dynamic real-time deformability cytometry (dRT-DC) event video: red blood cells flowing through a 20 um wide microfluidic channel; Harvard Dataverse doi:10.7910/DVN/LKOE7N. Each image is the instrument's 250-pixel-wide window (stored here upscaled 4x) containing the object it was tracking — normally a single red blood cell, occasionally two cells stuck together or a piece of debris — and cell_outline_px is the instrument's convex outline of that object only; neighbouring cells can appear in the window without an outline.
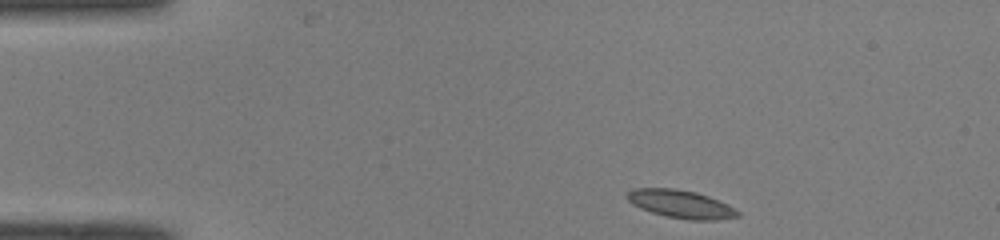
{"species": "common noctule bat (a hibernating species)", "species_latin": "Nyctalus noctula", "temperature_condition": "room temperature", "stored_images_in_passage": 43, "camera_frame_rate_fps": 3000, "um_per_image_px": 0.085, "animal": {"sex": "male", "body_mass_g": 19.0, "forearm_length_mm": 50.8}, "frame": {"image": 1, "passage_image": 1, "time_ms": 0.0, "image_size_px": [1000, 240], "cell_outline_px": [[740, 216], [716, 220], [688, 220], [668, 216], [652, 212], [640, 208], [632, 204], [624, 196], [632, 188], [676, 188], [696, 192], [708, 196], [728, 204], [740, 212]], "centroid_in_image_um": [57.86, 17.34], "position_along_channel_um": 27.1, "area_um2": 18.15}}
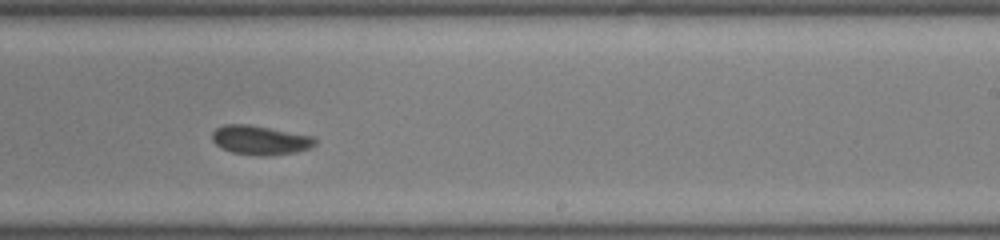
{"frame": {"image": 2, "passage_image": 24, "time_ms": 7.667, "image_size_px": [1000, 240], "cell_outline_px": [[316, 144], [312, 148], [296, 152], [268, 156], [256, 156], [232, 152], [220, 148], [212, 140], [212, 132], [216, 128], [224, 124], [248, 124], [312, 136], [316, 140]], "centroid_in_image_um": [22.1, 11.92], "position_along_channel_um": 266.9, "area_um2": 17.63}}
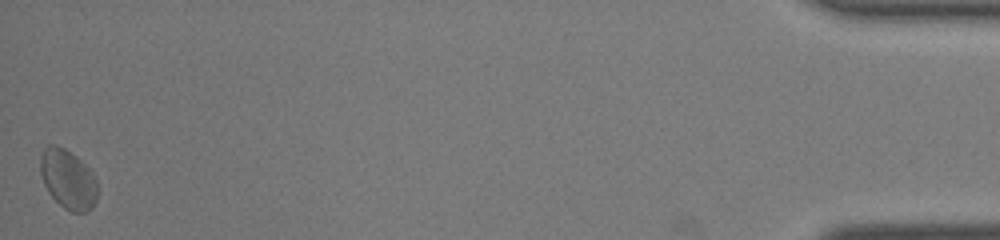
{"frame": {"image": 3, "passage_image": 43, "time_ms": 14.0, "image_size_px": [1000, 240], "cell_outline_px": [[96, 200], [92, 208], [88, 212], [72, 212], [64, 208], [48, 192], [44, 184], [40, 172], [40, 156], [44, 148], [48, 144], [56, 144], [64, 148], [76, 156], [92, 172], [96, 180]], "centroid_in_image_um": [5.76, 15.23], "position_along_channel_um": 429.4, "area_um2": 19.71}, "authors_computed_cell_mechanics": {"area_um2": 17.6868, "velocity_mm_per_s": 4.0124, "shape_relaxation_time_tau1_ms": null, "shape_relaxation_time_tau2_ms": 2.9428, "deformation_change_tau1": null, "deformation_change_tau2": 0.0533}}